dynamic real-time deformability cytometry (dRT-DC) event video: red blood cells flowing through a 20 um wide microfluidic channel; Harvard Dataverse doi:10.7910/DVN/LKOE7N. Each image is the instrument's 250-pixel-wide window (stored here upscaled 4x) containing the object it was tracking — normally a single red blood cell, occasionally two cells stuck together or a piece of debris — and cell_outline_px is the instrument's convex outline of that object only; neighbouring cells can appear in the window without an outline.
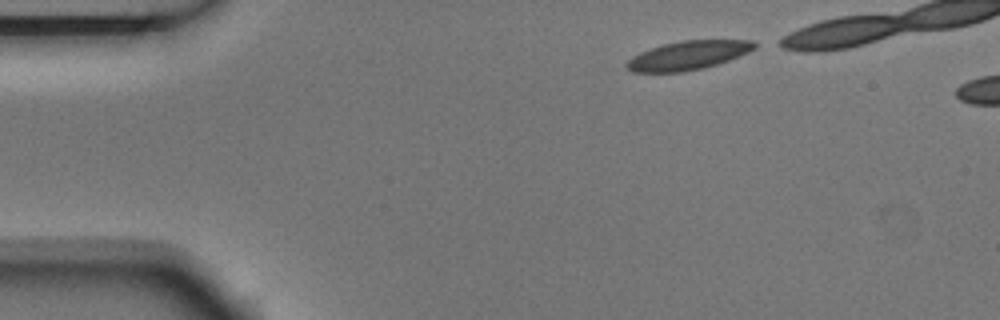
{"species": "Egyptian fruit bat (a non-hibernating species)", "species_latin": "Rousettus aegyptiacus", "temperature_condition": "room temperature", "stored_images_in_passage": 4, "camera_frame_rate_fps": 3000, "um_per_image_px": 0.085, "animal": {"sex": "male"}, "frame": {"image": 1, "passage_image": 1, "time_ms": 0.0, "image_size_px": [1000, 320], "cell_outline_px": [[756, 48], [748, 52], [728, 60], [704, 68], [680, 72], [632, 72], [624, 64], [632, 56], [640, 52], [664, 44], [684, 40], [752, 40], [756, 44]], "centroid_in_image_um": [58.47, 4.71], "position_along_channel_um": 26.5, "area_um2": 21.27}}